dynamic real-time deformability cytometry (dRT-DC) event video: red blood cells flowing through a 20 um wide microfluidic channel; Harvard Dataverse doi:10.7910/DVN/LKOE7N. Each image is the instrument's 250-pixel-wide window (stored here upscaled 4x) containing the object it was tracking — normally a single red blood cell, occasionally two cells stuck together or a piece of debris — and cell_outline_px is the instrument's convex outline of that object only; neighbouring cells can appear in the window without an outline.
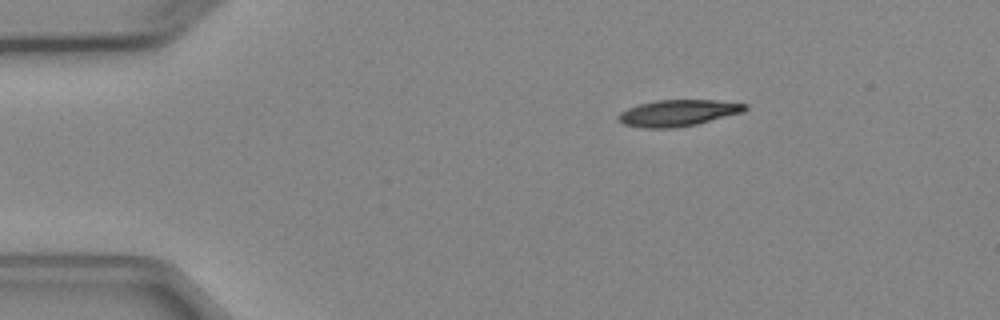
{"species": "Egyptian fruit bat (a non-hibernating species)", "species_latin": "Rousettus aegyptiacus", "temperature_condition": "cold", "stored_images_in_passage": 4, "camera_frame_rate_fps": 3000, "um_per_image_px": 0.085, "animal": {"sex": "female"}, "frame": {"image": 1, "passage_image": 1, "time_ms": 0.0, "image_size_px": [1000, 320], "cell_outline_px": [[748, 108], [744, 112], [696, 124], [672, 128], [640, 128], [624, 124], [616, 120], [616, 116], [620, 112], [628, 108], [640, 104], [656, 100], [716, 100], [748, 104]], "centroid_in_image_um": [57.61, 9.6], "position_along_channel_um": 27.4, "area_um2": 19.59}}
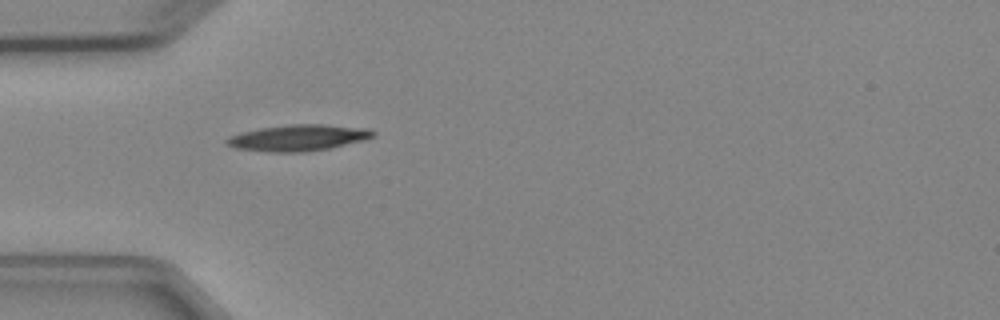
{"frame": {"image": 2, "passage_image": 3, "time_ms": 2.333, "image_size_px": [1000, 320], "cell_outline_px": [[376, 136], [364, 140], [328, 148], [304, 152], [272, 152], [236, 148], [228, 144], [224, 140], [228, 136], [240, 132], [260, 128], [288, 124], [324, 124], [368, 128], [376, 132]], "centroid_in_image_um": [25.36, 11.7], "position_along_channel_um": 59.6, "area_um2": 22.43}}